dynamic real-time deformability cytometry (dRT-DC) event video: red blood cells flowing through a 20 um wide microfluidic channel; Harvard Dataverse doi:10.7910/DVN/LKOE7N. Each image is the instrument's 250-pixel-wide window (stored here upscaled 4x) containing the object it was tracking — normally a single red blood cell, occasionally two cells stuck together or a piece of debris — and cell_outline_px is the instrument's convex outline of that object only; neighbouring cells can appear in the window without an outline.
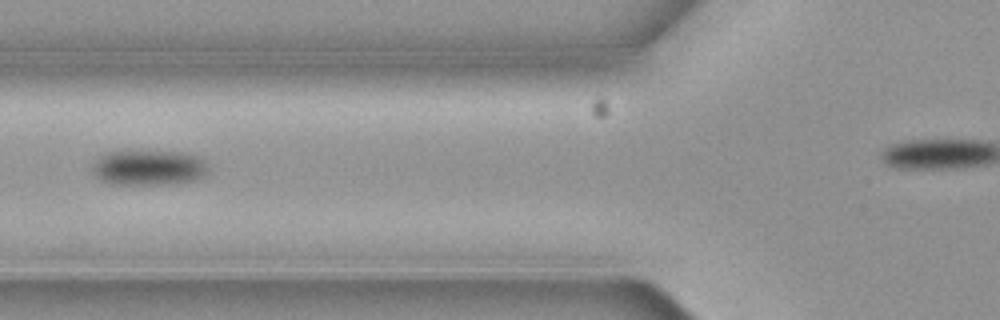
{"species": "common noctule bat (a hibernating species)", "species_latin": "Nyctalus noctula", "temperature_condition": "cold", "stored_images_in_passage": 5, "camera_frame_rate_fps": 3000, "um_per_image_px": 0.085, "animal": {"sex": "female", "body_mass_g": 19.3, "forearm_length_mm": 54.1}, "frame": {"image": 1, "passage_image": 5, "time_ms": 1.333, "image_size_px": [1000, 320], "cell_outline_px": [[208, 172], [204, 176], [196, 180], [176, 184], [108, 184], [100, 180], [92, 172], [92, 164], [104, 152], [184, 152], [196, 156], [204, 160], [208, 168]], "centroid_in_image_um": [12.64, 14.27], "position_along_channel_um": 113.2, "area_um2": 23.93}}